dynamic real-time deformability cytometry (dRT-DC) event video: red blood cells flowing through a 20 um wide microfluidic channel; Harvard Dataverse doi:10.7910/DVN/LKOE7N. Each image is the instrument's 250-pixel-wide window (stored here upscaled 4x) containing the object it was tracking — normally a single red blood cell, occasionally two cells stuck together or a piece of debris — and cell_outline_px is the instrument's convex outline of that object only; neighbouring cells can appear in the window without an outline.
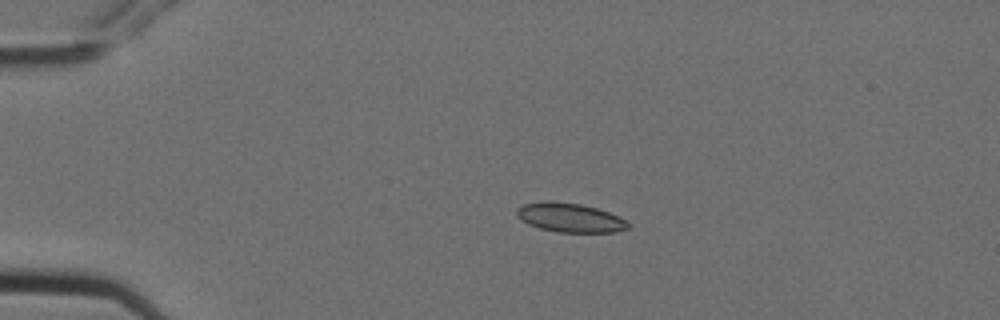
{"species": "Egyptian fruit bat (a non-hibernating species)", "species_latin": "Rousettus aegyptiacus", "temperature_condition": "cold", "stored_images_in_passage": 6, "camera_frame_rate_fps": 3000, "um_per_image_px": 0.085, "animal": {"sex": "female"}, "frame": {"image": 1, "passage_image": 4, "time_ms": 1.0, "image_size_px": [1000, 320], "cell_outline_px": [[628, 228], [616, 232], [560, 232], [540, 228], [528, 224], [520, 220], [516, 216], [516, 208], [524, 204], [544, 200], [552, 200], [580, 204], [596, 208], [620, 216], [628, 220]], "centroid_in_image_um": [48.42, 18.48], "position_along_channel_um": 36.6, "area_um2": 19.07}}
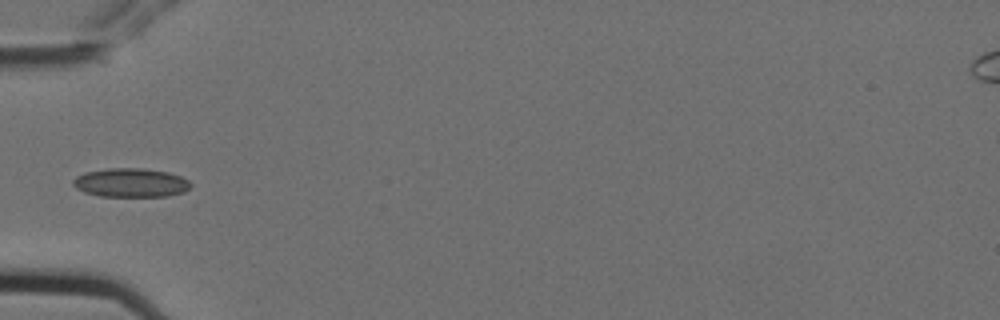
{"frame": {"image": 2, "passage_image": 6, "time_ms": 1.667, "image_size_px": [1000, 320], "cell_outline_px": [[192, 184], [184, 192], [168, 196], [100, 196], [84, 192], [76, 188], [72, 184], [72, 180], [76, 176], [84, 172], [108, 168], [144, 168], [168, 172], [180, 176], [188, 180]], "centroid_in_image_um": [11.1, 15.52], "position_along_channel_um": 73.9, "area_um2": 19.88}}